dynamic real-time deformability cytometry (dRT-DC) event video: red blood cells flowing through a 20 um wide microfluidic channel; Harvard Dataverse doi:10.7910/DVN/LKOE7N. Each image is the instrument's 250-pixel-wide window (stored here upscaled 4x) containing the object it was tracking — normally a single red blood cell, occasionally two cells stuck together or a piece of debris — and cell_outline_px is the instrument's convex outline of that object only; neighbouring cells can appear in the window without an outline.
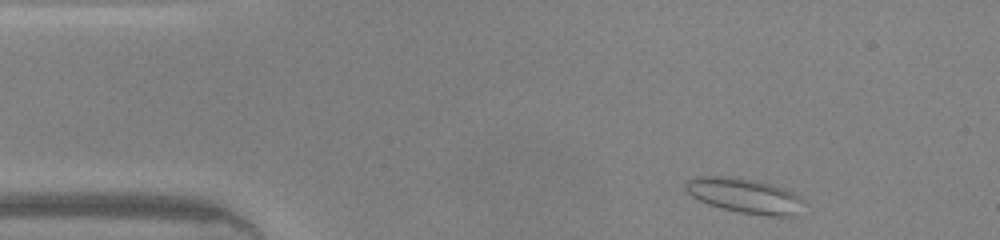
{"species": "common noctule bat (a hibernating species)", "species_latin": "Nyctalus noctula", "temperature_condition": "warm", "stored_images_in_passage": 42, "camera_frame_rate_fps": 3000, "um_per_image_px": 0.085, "animal": {"sex": "male", "body_mass_g": 20.0, "forearm_length_mm": 53.3}, "frame": {"image": 1, "passage_image": 2, "time_ms": 0.333, "image_size_px": [1000, 240], "cell_outline_px": [[808, 204], [796, 216], [768, 216], [740, 212], [720, 208], [708, 204], [692, 196], [684, 188], [684, 184], [692, 176], [728, 176], [756, 180], [772, 184], [784, 188], [800, 196]], "centroid_in_image_um": [63.35, 16.63], "position_along_channel_um": 21.6, "area_um2": 24.51}}
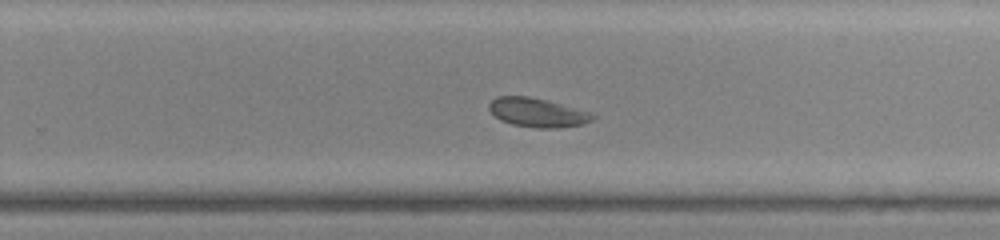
{"frame": {"image": 2, "passage_image": 25, "time_ms": 8.0, "image_size_px": [1000, 240], "cell_outline_px": [[596, 116], [592, 120], [584, 124], [552, 128], [536, 128], [512, 124], [500, 120], [488, 108], [488, 104], [496, 96], [528, 96], [544, 100], [588, 112]], "centroid_in_image_um": [45.63, 9.57], "position_along_channel_um": 284.2, "area_um2": 17.11}}
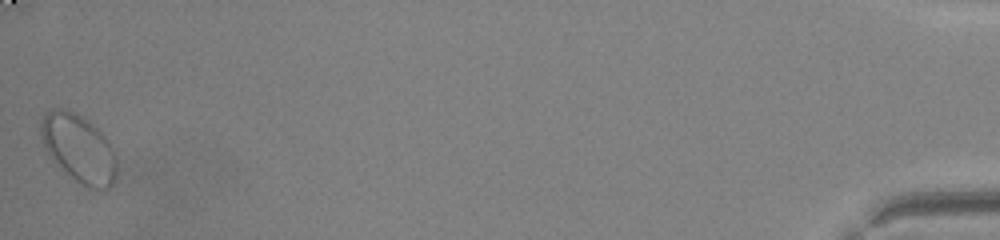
{"frame": {"image": 3, "passage_image": 42, "time_ms": 13.667, "image_size_px": [1000, 240], "cell_outline_px": [[116, 176], [112, 184], [108, 188], [88, 188], [76, 180], [60, 168], [52, 160], [44, 148], [40, 132], [40, 124], [44, 112], [52, 108], [60, 108], [72, 112], [88, 120], [108, 140], [116, 152]], "centroid_in_image_um": [6.68, 12.6], "position_along_channel_um": 428.5, "area_um2": 30.06}, "authors_computed_cell_mechanics": {"area_um2": 18.6983, "velocity_mm_per_s": 4.3263, "shape_relaxation_time_tau1_ms": 4.7886, "shape_relaxation_time_tau2_ms": 1.3274, "deformation_change_tau1": 0.1181, "deformation_change_tau2": 0.0501}}